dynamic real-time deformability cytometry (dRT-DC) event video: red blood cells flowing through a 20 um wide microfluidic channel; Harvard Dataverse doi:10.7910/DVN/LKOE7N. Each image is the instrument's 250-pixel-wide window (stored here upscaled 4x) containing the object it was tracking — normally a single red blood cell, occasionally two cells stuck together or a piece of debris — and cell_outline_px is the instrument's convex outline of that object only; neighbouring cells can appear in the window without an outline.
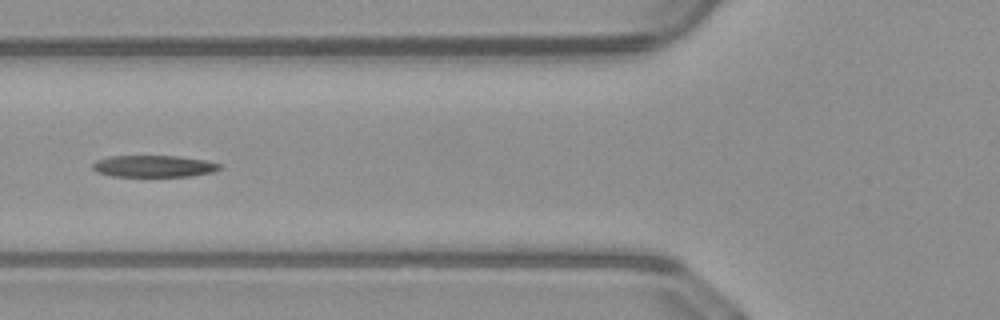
{"species": "common noctule bat (a hibernating species)", "species_latin": "Nyctalus noctula", "temperature_condition": "warm", "stored_images_in_passage": 36, "camera_frame_rate_fps": 3000, "um_per_image_px": 0.085, "animal": {"sex": "male", "body_mass_g": 23.1, "forearm_length_mm": 52.7}, "frame": {"image": 1, "passage_image": 5, "time_ms": 1.333, "image_size_px": [1000, 320], "cell_outline_px": [[220, 168], [212, 172], [192, 176], [112, 176], [96, 172], [92, 168], [92, 164], [96, 160], [108, 156], [176, 156], [204, 160], [220, 164]], "centroid_in_image_um": [13.01, 14.13], "position_along_channel_um": 112.8, "area_um2": 16.01}}
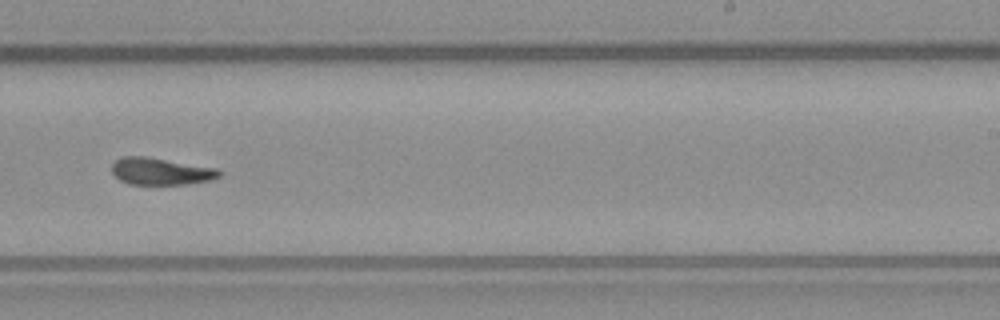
{"frame": {"image": 2, "passage_image": 17, "time_ms": 5.333, "image_size_px": [1000, 320], "cell_outline_px": [[224, 172], [220, 176], [208, 180], [188, 184], [128, 184], [120, 180], [112, 172], [112, 164], [116, 160], [124, 156], [144, 156], [220, 168]], "centroid_in_image_um": [13.71, 14.56], "position_along_channel_um": 275.3, "area_um2": 16.99}}
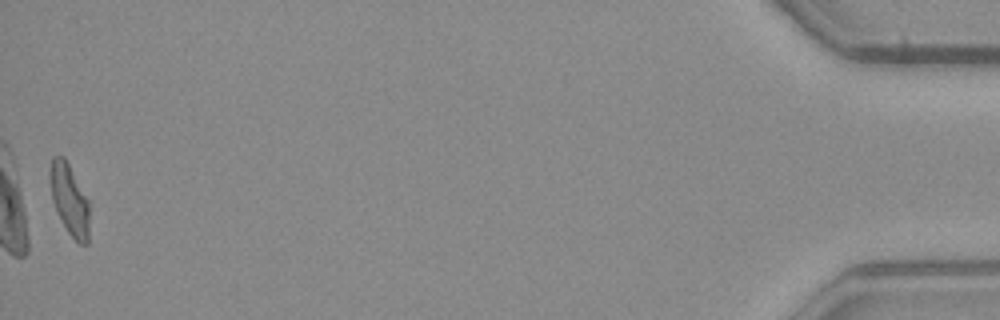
{"frame": {"image": 3, "passage_image": 36, "time_ms": 11.667, "image_size_px": [1000, 320], "cell_outline_px": [[88, 244], [80, 244], [68, 232], [52, 200], [48, 176], [48, 172], [52, 156], [64, 156], [88, 200]], "centroid_in_image_um": [5.87, 16.91], "position_along_channel_um": 429.3, "area_um2": 16.01}, "authors_computed_cell_mechanics": {"area_um2": 16.9932, "velocity_mm_per_s": 4.0679, "shape_relaxation_time_tau1_ms": 5.1753, "shape_relaxation_time_tau2_ms": 3.3367, "deformation_change_tau1": 0.2193, "deformation_change_tau2": 0.1427}}